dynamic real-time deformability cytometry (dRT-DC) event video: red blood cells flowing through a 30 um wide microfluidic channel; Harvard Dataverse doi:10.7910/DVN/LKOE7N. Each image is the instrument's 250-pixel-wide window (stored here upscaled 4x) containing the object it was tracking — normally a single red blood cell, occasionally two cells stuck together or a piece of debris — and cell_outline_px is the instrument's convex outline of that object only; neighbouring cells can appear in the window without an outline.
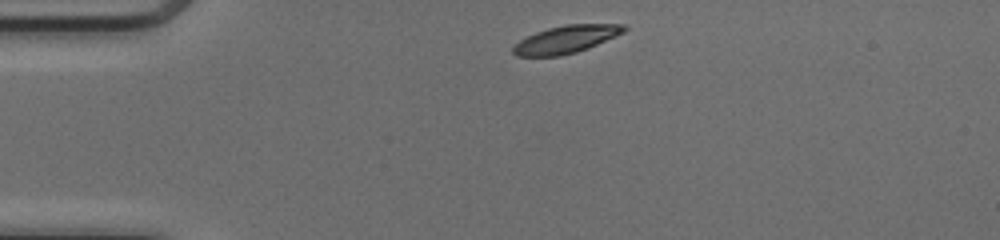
{"species": "common noctule bat (a hibernating species)", "species_latin": "Nyctalus noctula", "temperature_condition": "cold", "stored_images_in_passage": 40, "camera_frame_rate_fps": 3000, "um_per_image_px": 0.085, "animal": {"sex": "female", "body_mass_g": 17.0, "forearm_length_mm": 48.0}, "frame": {"image": 1, "passage_image": 1, "time_ms": 0.0, "image_size_px": [1000, 240], "cell_outline_px": [[628, 28], [624, 32], [616, 36], [588, 48], [576, 52], [560, 56], [516, 56], [512, 52], [512, 48], [520, 40], [536, 32], [548, 28], [564, 24], [624, 24]], "centroid_in_image_um": [48.13, 3.34], "position_along_channel_um": 36.9, "area_um2": 17.8}}
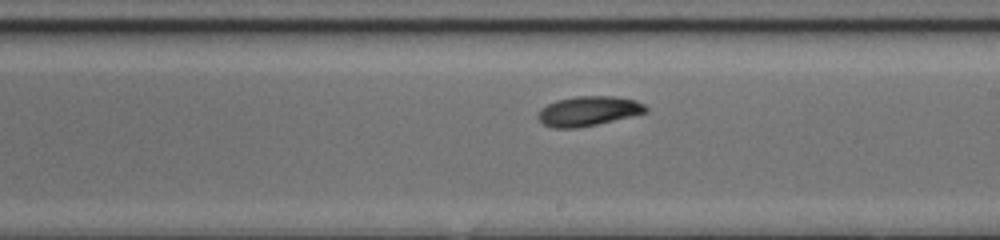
{"frame": {"image": 2, "passage_image": 19, "time_ms": 6.0, "image_size_px": [1000, 240], "cell_outline_px": [[648, 112], [632, 116], [596, 124], [576, 128], [552, 128], [544, 124], [536, 116], [548, 104], [556, 100], [576, 96], [616, 96], [636, 100], [644, 104], [648, 108]], "centroid_in_image_um": [50.05, 9.43], "position_along_channel_um": 239.0, "area_um2": 18.55}}
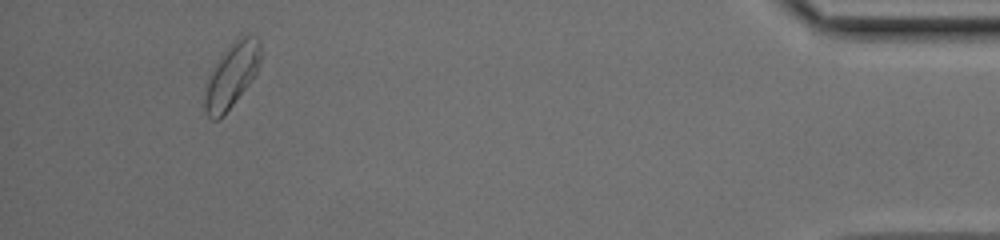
{"frame": {"image": 3, "passage_image": 37, "time_ms": 12.0, "image_size_px": [1000, 240], "cell_outline_px": [[260, 60], [256, 72], [248, 84], [224, 116], [220, 120], [212, 120], [208, 116], [204, 108], [204, 96], [208, 76], [212, 68], [224, 52], [232, 44], [244, 36], [256, 36], [260, 40]], "centroid_in_image_um": [19.66, 6.47], "position_along_channel_um": 415.5, "area_um2": 20.52}, "authors_computed_cell_mechanics": {"area_um2": 18.6405, "velocity_mm_per_s": 4.077, "shape_relaxation_time_tau1_ms": 3.3004, "shape_relaxation_time_tau2_ms": null, "deformation_change_tau1": 0.1214, "deformation_change_tau2": null}}